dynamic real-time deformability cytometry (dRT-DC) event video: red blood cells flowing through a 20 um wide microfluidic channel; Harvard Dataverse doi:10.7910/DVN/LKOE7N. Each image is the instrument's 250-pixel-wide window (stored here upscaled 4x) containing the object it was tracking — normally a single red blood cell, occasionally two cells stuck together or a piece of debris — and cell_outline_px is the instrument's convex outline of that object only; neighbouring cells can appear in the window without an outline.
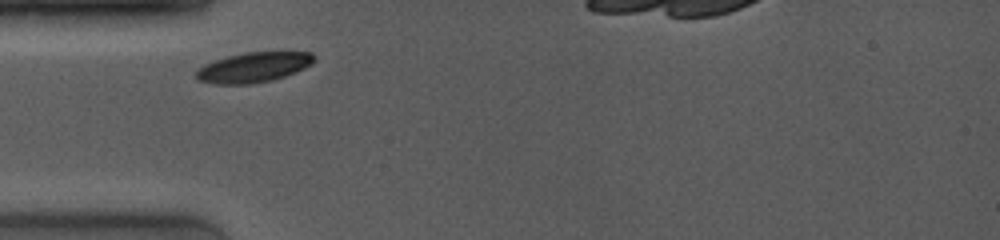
{"species": "common noctule bat (a hibernating species)", "species_latin": "Nyctalus noctula", "temperature_condition": "room temperature", "stored_images_in_passage": 2, "camera_frame_rate_fps": 4000, "um_per_image_px": 0.085, "animal": {"sex": "female", "body_mass_g": 19.0, "forearm_length_mm": 53.3}, "frame": {"image": 1, "passage_image": 1, "time_ms": 0.0, "image_size_px": [1000, 240], "cell_outline_px": [[312, 64], [296, 72], [272, 80], [248, 84], [216, 84], [200, 80], [196, 76], [196, 72], [204, 64], [228, 56], [244, 52], [312, 52]], "centroid_in_image_um": [21.55, 5.72], "position_along_channel_um": 63.5, "area_um2": 20.29}}